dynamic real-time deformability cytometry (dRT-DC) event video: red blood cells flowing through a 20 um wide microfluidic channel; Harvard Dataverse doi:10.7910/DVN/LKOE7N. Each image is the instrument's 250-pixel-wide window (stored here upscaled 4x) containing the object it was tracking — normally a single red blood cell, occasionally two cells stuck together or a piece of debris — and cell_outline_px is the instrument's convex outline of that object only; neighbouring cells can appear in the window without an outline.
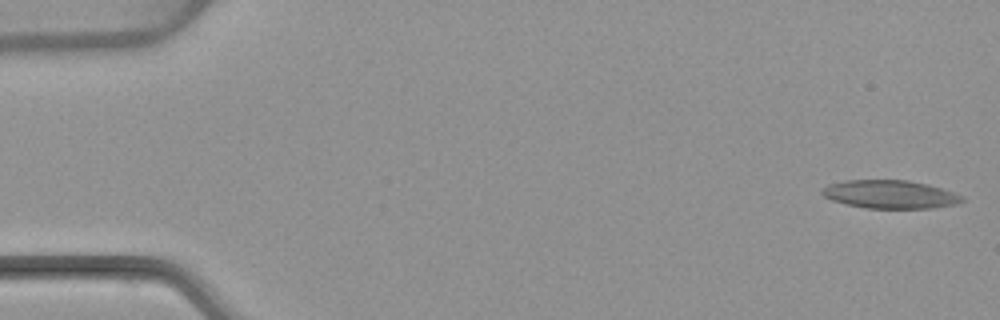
{"species": "common noctule bat (a hibernating species)", "species_latin": "Nyctalus noctula", "temperature_condition": "warm", "stored_images_in_passage": 53, "camera_frame_rate_fps": 3000, "um_per_image_px": 0.085, "animal": {"sex": "female", "body_mass_g": 22.7, "forearm_length_mm": 54.2}, "frame": {"image": 1, "passage_image": 1, "time_ms": 0.0, "image_size_px": [1000, 320], "cell_outline_px": [[964, 200], [956, 204], [932, 208], [864, 208], [832, 200], [824, 196], [820, 192], [828, 184], [848, 180], [908, 180], [928, 184], [964, 196]], "centroid_in_image_um": [75.66, 16.52], "position_along_channel_um": 9.3, "area_um2": 22.89}}
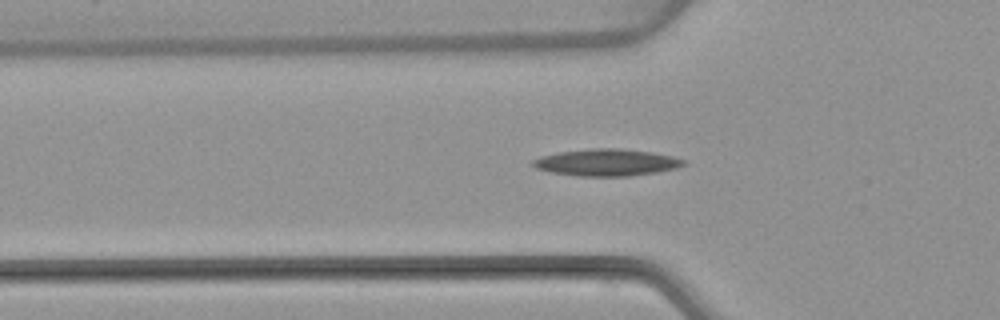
{"frame": {"image": 2, "passage_image": 17, "time_ms": 5.333, "image_size_px": [1000, 320], "cell_outline_px": [[684, 164], [676, 168], [656, 172], [628, 176], [580, 176], [552, 172], [536, 168], [532, 164], [532, 160], [540, 156], [560, 152], [592, 148], [620, 148], [652, 152], [672, 156], [684, 160]], "centroid_in_image_um": [51.54, 13.8], "position_along_channel_um": 74.3, "area_um2": 23.41}}
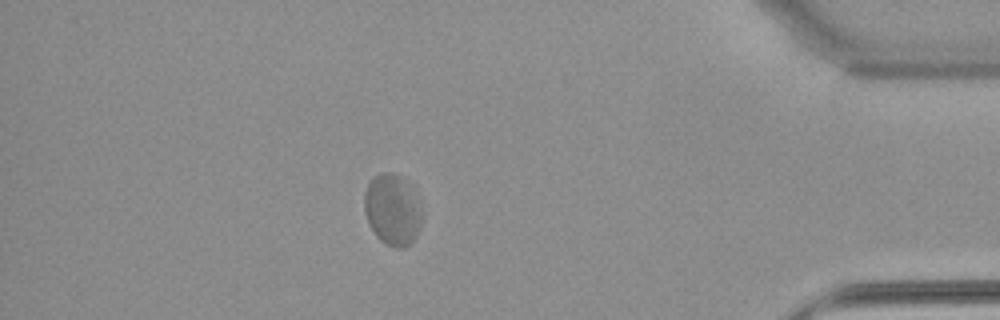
{"frame": {"image": 3, "passage_image": 46, "time_ms": 15.0, "image_size_px": [1000, 320], "cell_outline_px": [[424, 212], [420, 228], [416, 236], [404, 248], [396, 248], [384, 244], [376, 236], [364, 212], [364, 192], [368, 184], [380, 172], [396, 172], [412, 184]], "centroid_in_image_um": [33.41, 17.79], "position_along_channel_um": 401.8, "area_um2": 24.51}, "authors_computed_cell_mechanics": {"area_um2": 22.6576, "velocity_mm_per_s": 3.826, "shape_relaxation_time_tau1_ms": null, "shape_relaxation_time_tau2_ms": 3.2284, "deformation_change_tau1": null, "deformation_change_tau2": 0.0872}}